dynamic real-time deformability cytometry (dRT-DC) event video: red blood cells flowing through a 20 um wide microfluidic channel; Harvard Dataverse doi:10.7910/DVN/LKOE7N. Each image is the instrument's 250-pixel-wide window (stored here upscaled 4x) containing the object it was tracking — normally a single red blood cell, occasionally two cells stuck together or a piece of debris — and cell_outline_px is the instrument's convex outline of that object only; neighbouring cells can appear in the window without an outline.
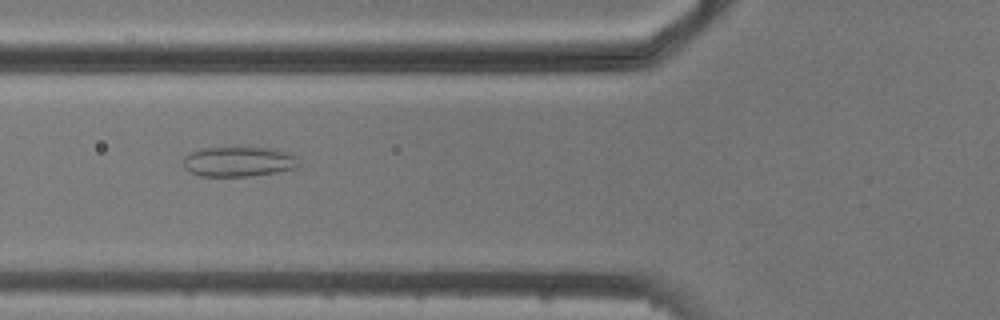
{"species": "common noctule bat (a hibernating species)", "species_latin": "Nyctalus noctula", "temperature_condition": "cold", "stored_images_in_passage": 6, "camera_frame_rate_fps": 3000, "um_per_image_px": 0.085, "animal": {"sex": "male", "body_mass_g": 20.5, "forearm_length_mm": 52.5}, "frame": {"image": 1, "passage_image": 6, "time_ms": 5.667, "image_size_px": [1000, 320], "cell_outline_px": [[300, 168], [252, 176], [200, 176], [184, 168], [184, 156], [200, 148], [268, 148], [288, 152], [300, 156]], "centroid_in_image_um": [20.37, 13.74], "position_along_channel_um": 105.4, "area_um2": 20.35}}